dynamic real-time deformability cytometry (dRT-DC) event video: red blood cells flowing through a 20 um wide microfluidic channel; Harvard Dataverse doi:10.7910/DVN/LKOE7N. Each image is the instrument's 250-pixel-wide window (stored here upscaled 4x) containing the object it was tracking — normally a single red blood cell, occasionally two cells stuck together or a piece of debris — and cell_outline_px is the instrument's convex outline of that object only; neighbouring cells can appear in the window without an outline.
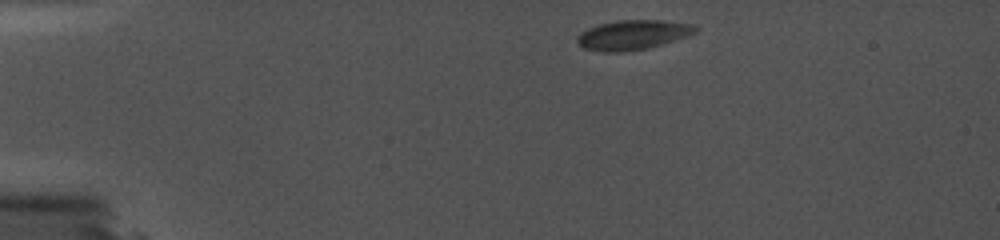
{"species": "common noctule bat (a hibernating species)", "species_latin": "Nyctalus noctula", "temperature_condition": "cold", "stored_images_in_passage": 39, "camera_frame_rate_fps": 5000, "um_per_image_px": 0.085, "animal": {"sex": "female", "body_mass_g": 19.0, "forearm_length_mm": 56.7}, "frame": {"image": 1, "passage_image": 1, "time_ms": 0.0, "image_size_px": [1000, 240], "cell_outline_px": [[700, 28], [696, 32], [688, 36], [664, 44], [648, 48], [624, 52], [604, 52], [584, 48], [576, 40], [576, 36], [580, 32], [588, 28], [600, 24], [616, 20], [664, 20], [692, 24]], "centroid_in_image_um": [53.81, 2.96], "position_along_channel_um": 31.2, "area_um2": 20.63}}
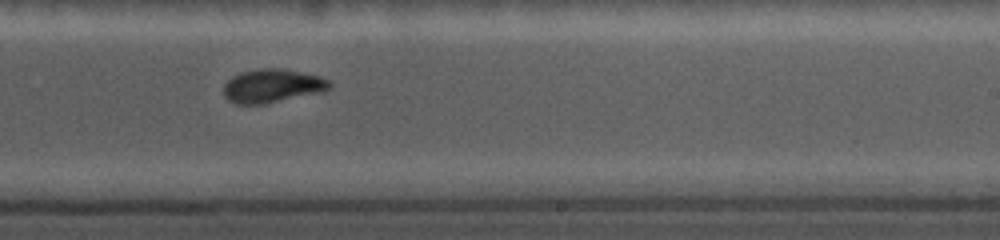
{"frame": {"image": 2, "passage_image": 20, "time_ms": 8.2, "image_size_px": [1000, 240], "cell_outline_px": [[332, 88], [324, 92], [264, 104], [236, 104], [228, 100], [224, 96], [224, 84], [232, 76], [240, 72], [260, 68], [280, 68], [320, 76], [328, 80], [332, 84]], "centroid_in_image_um": [23.16, 7.3], "position_along_channel_um": 265.8, "area_um2": 20.92}}
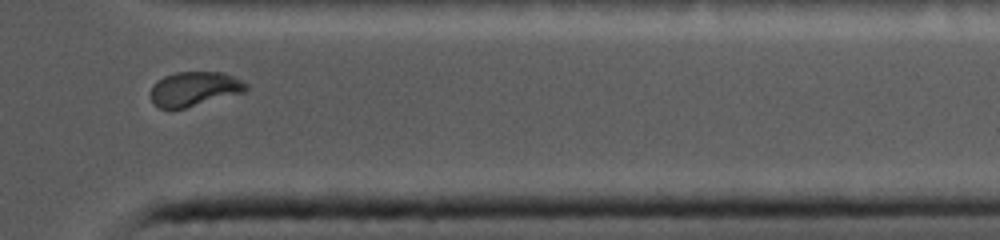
{"frame": {"image": 3, "passage_image": 32, "time_ms": 11.6, "image_size_px": [1000, 240], "cell_outline_px": [[248, 88], [244, 92], [184, 108], [160, 108], [152, 104], [148, 96], [152, 84], [164, 76], [176, 72], [224, 72], [248, 84]], "centroid_in_image_um": [16.46, 7.55], "position_along_channel_um": 394.9, "area_um2": 19.25}}